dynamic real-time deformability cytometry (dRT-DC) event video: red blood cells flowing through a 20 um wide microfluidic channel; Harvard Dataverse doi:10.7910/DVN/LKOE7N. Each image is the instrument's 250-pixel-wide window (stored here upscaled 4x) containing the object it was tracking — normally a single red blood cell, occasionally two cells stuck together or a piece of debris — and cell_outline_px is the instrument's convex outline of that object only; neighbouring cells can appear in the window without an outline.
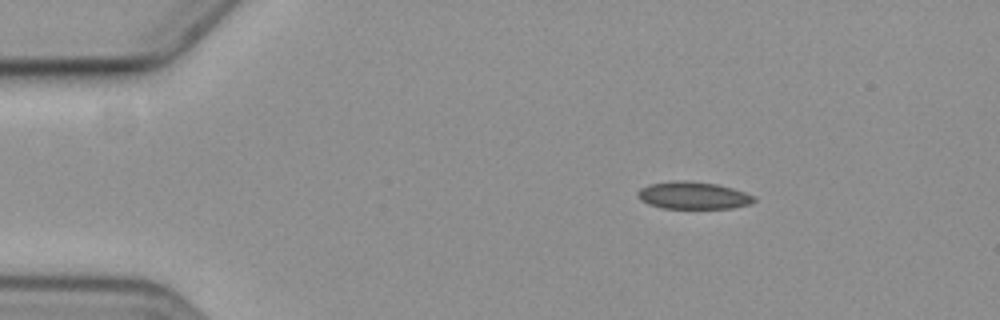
{"species": "common noctule bat (a hibernating species)", "species_latin": "Nyctalus noctula", "temperature_condition": "cold", "stored_images_in_passage": 5, "camera_frame_rate_fps": 3000, "um_per_image_px": 0.085, "animal": {"sex": "female", "body_mass_g": 19.3, "forearm_length_mm": 54.1}, "frame": {"image": 1, "passage_image": 1, "time_ms": 0.0, "image_size_px": [1000, 320], "cell_outline_px": [[756, 200], [752, 204], [732, 208], [664, 208], [648, 204], [640, 200], [636, 192], [640, 188], [652, 184], [680, 180], [684, 180], [716, 184], [732, 188], [756, 196]], "centroid_in_image_um": [58.95, 16.62], "position_along_channel_um": 26.1, "area_um2": 18.44}}
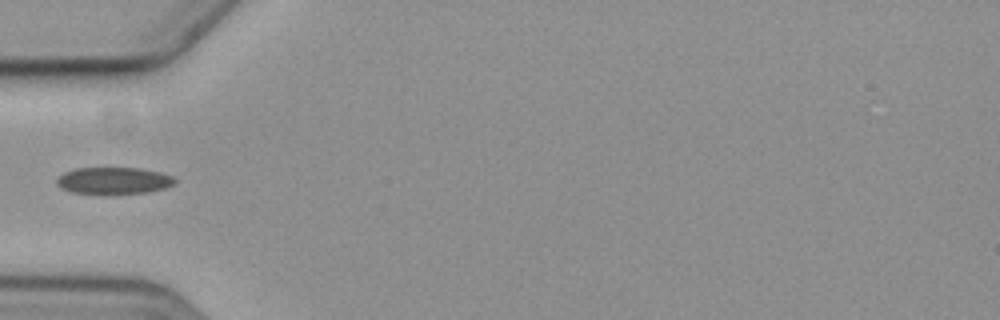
{"frame": {"image": 2, "passage_image": 3, "time_ms": 3.333, "image_size_px": [1000, 320], "cell_outline_px": [[176, 184], [164, 188], [148, 192], [112, 196], [72, 192], [60, 188], [56, 184], [56, 180], [64, 172], [76, 168], [140, 168], [160, 172], [172, 176], [176, 180]], "centroid_in_image_um": [9.66, 15.39], "position_along_channel_um": 75.3, "area_um2": 19.07}}
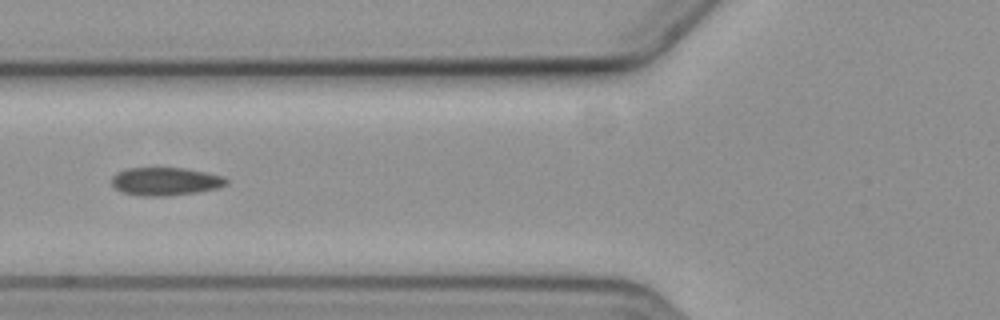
{"frame": {"image": 3, "passage_image": 4, "time_ms": 4.333, "image_size_px": [1000, 320], "cell_outline_px": [[228, 184], [216, 188], [196, 192], [168, 196], [144, 196], [124, 192], [116, 188], [112, 184], [112, 176], [116, 172], [128, 168], [184, 168], [224, 176], [228, 180]], "centroid_in_image_um": [14.07, 15.41], "position_along_channel_um": 111.7, "area_um2": 18.61}}